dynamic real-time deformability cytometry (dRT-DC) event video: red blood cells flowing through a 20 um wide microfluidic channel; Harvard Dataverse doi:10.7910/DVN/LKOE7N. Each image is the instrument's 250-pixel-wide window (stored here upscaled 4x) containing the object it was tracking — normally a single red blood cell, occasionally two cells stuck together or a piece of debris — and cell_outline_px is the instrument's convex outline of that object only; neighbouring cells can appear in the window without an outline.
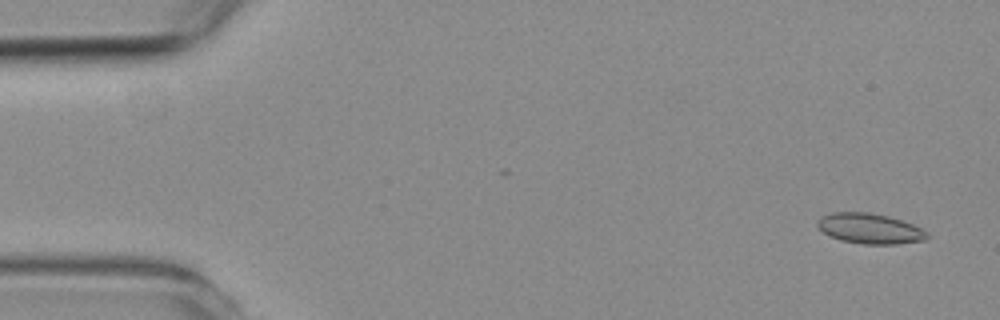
{"species": "common noctule bat (a hibernating species)", "species_latin": "Nyctalus noctula", "temperature_condition": "room temperature", "stored_images_in_passage": 9, "camera_frame_rate_fps": 3000, "um_per_image_px": 0.085, "animal": {"sex": "female", "body_mass_g": 19.3, "forearm_length_mm": 54.1}, "frame": {"image": 1, "passage_image": 1, "time_ms": 0.0, "image_size_px": [1000, 320], "cell_outline_px": [[928, 236], [924, 240], [896, 244], [864, 244], [840, 240], [828, 236], [816, 224], [816, 220], [820, 216], [832, 212], [868, 212], [888, 216], [912, 224], [928, 232]], "centroid_in_image_um": [73.89, 19.42], "position_along_channel_um": 11.1, "area_um2": 19.36}}
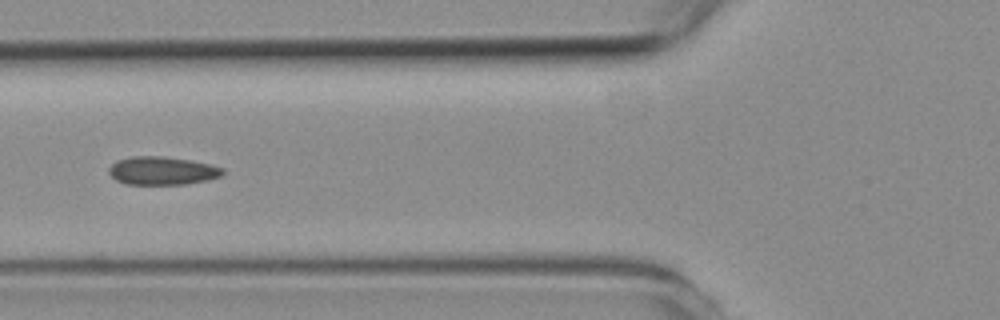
{"frame": {"image": 2, "passage_image": 6, "time_ms": 6.0, "image_size_px": [1000, 320], "cell_outline_px": [[224, 172], [220, 176], [208, 180], [184, 184], [124, 184], [116, 180], [108, 172], [108, 168], [116, 160], [132, 156], [164, 156], [192, 160], [212, 164], [224, 168]], "centroid_in_image_um": [13.79, 14.5], "position_along_channel_um": 112.0, "area_um2": 18.9}}
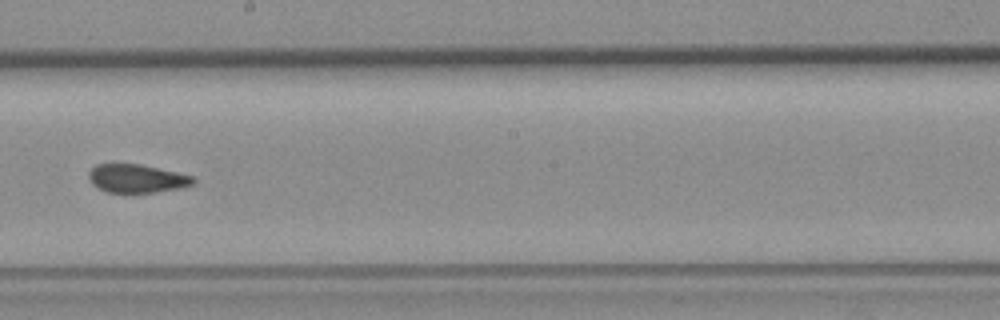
{"frame": {"image": 3, "passage_image": 9, "time_ms": 9.333, "image_size_px": [1000, 320], "cell_outline_px": [[196, 184], [180, 188], [156, 192], [108, 192], [96, 188], [92, 184], [88, 176], [88, 172], [96, 164], [140, 164], [196, 176]], "centroid_in_image_um": [11.67, 15.17], "position_along_channel_um": 236.5, "area_um2": 17.46}}